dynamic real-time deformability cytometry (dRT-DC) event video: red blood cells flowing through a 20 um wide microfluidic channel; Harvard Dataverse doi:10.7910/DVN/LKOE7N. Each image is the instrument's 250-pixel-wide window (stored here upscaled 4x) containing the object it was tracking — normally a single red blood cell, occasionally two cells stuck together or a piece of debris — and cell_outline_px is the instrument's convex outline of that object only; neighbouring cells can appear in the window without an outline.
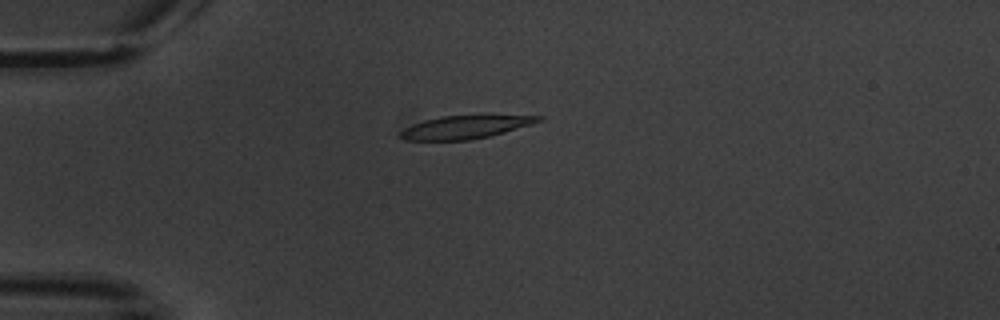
{"species": "common noctule bat (a hibernating species)", "species_latin": "Nyctalus noctula", "temperature_condition": "warm", "stored_images_in_passage": 8, "camera_frame_rate_fps": 3000, "um_per_image_px": 0.085, "animal": {"sex": "male", "body_mass_g": 20.1, "forearm_length_mm": 53.5}, "frame": {"image": 1, "passage_image": 5, "time_ms": 4.667, "image_size_px": [1000, 320], "cell_outline_px": [[544, 120], [532, 124], [504, 132], [488, 136], [468, 140], [404, 140], [400, 136], [400, 132], [404, 128], [412, 124], [424, 120], [440, 116], [484, 112], [488, 112], [544, 116]], "centroid_in_image_um": [39.68, 10.72], "position_along_channel_um": 45.3, "area_um2": 19.77}}
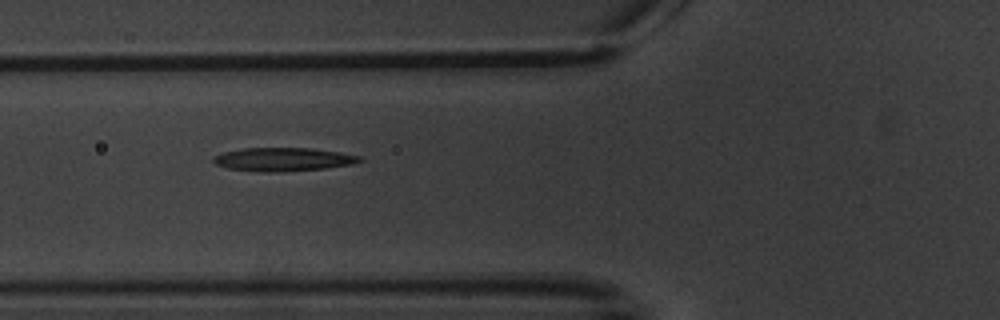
{"frame": {"image": 2, "passage_image": 7, "time_ms": 7.0, "image_size_px": [1000, 320], "cell_outline_px": [[364, 160], [352, 164], [324, 168], [276, 172], [260, 172], [228, 168], [216, 164], [212, 160], [216, 156], [224, 152], [244, 148], [312, 148], [340, 152], [360, 156]], "centroid_in_image_um": [24.09, 13.54], "position_along_channel_um": 101.7, "area_um2": 19.83}}
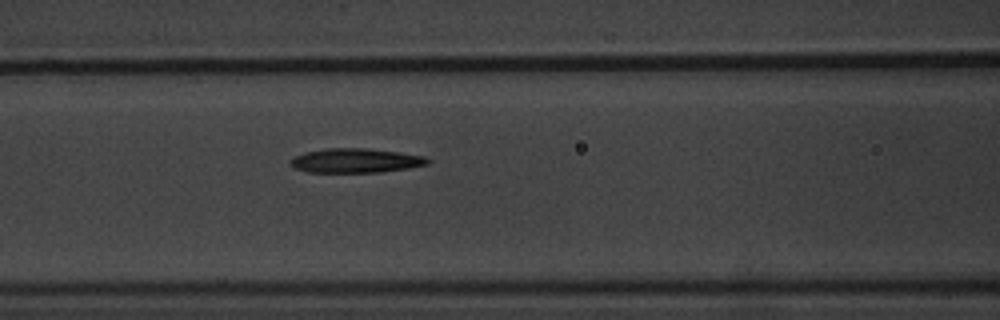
{"frame": {"image": 3, "passage_image": 8, "time_ms": 8.0, "image_size_px": [1000, 320], "cell_outline_px": [[432, 160], [428, 164], [408, 168], [380, 172], [308, 172], [296, 168], [288, 160], [304, 152], [328, 148], [368, 148], [400, 152], [424, 156]], "centroid_in_image_um": [30.27, 13.64], "position_along_channel_um": 136.3, "area_um2": 19.42}}